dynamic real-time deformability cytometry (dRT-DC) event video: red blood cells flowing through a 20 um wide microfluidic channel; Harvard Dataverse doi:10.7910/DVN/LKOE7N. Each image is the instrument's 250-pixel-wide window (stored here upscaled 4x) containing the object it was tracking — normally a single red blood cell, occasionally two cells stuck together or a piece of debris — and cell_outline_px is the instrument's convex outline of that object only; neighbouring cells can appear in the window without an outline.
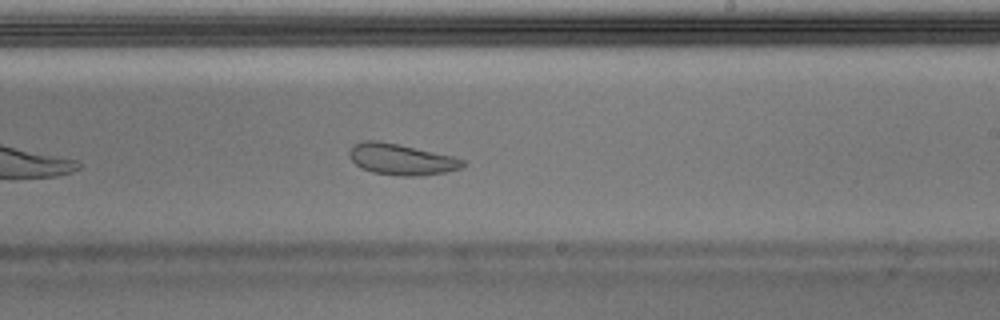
{"species": "Egyptian fruit bat (a non-hibernating species)", "species_latin": "Rousettus aegyptiacus", "temperature_condition": "warm", "stored_images_in_passage": 30, "camera_frame_rate_fps": 3000, "um_per_image_px": 0.085, "animal": {"sex": "male"}, "frame": {"image": 1, "passage_image": 18, "time_ms": 5.667, "image_size_px": [1000, 320], "cell_outline_px": [[464, 164], [460, 168], [444, 172], [420, 176], [400, 176], [372, 172], [360, 168], [348, 156], [348, 152], [352, 144], [364, 140], [380, 140], [452, 156], [464, 160]], "centroid_in_image_um": [34.03, 13.54], "position_along_channel_um": 255.0, "area_um2": 20.58}, "authors_computed_cell_mechanics": {"area_um2": 20.6346, "velocity_mm_per_s": 3.9544, "shape_relaxation_time_tau1_ms": 4.5589, "shape_relaxation_time_tau2_ms": 0.8838, "deformation_change_tau1": 0.1579, "deformation_change_tau2": 0.0749}}